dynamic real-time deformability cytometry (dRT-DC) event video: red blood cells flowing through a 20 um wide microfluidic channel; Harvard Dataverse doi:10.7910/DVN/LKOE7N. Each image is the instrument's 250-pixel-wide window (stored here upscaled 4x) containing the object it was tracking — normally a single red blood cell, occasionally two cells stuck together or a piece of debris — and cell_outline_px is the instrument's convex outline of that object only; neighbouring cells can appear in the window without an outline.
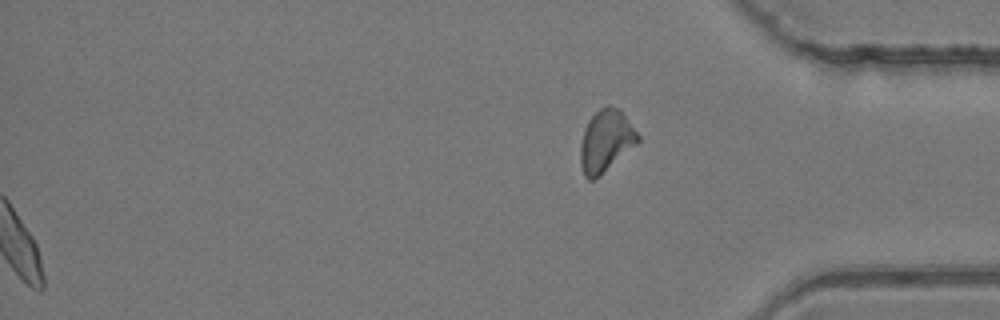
{"species": "common noctule bat (a hibernating species)", "species_latin": "Nyctalus noctula", "temperature_condition": "room temperature", "stored_images_in_passage": 40, "segment_of_instrument_passage": [2, 2], "camera_frame_rate_fps": 3000, "um_per_image_px": 0.085, "animal": {"sex": "female", "body_mass_g": 24.6, "forearm_length_mm": 56.2}, "frame": {"image": 1, "passage_image": 40, "time_ms": 13.0, "image_size_px": [1000, 320], "cell_outline_px": [[640, 140], [636, 144], [600, 176], [592, 180], [588, 180], [584, 176], [580, 164], [580, 144], [584, 128], [588, 120], [600, 108], [608, 104], [620, 108], [640, 136]], "centroid_in_image_um": [51.48, 11.97], "position_along_channel_um": 383.7, "area_um2": 20.92}}